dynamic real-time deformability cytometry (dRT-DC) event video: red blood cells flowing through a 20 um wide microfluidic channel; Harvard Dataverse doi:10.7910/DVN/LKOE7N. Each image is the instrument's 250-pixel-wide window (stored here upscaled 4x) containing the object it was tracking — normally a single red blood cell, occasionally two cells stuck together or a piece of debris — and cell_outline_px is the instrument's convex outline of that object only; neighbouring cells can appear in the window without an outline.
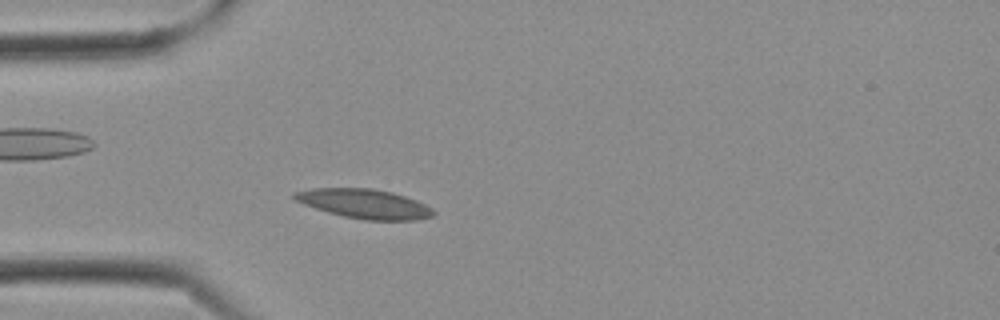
{"species": "Egyptian fruit bat (a non-hibernating species)", "species_latin": "Rousettus aegyptiacus", "temperature_condition": "cold", "stored_images_in_passage": 10, "camera_frame_rate_fps": 3000, "um_per_image_px": 0.085, "frame": {"image": 1, "passage_image": 6, "time_ms": 1.667, "image_size_px": [1000, 320], "cell_outline_px": [[436, 212], [432, 216], [416, 220], [364, 220], [344, 216], [328, 212], [304, 204], [296, 200], [292, 196], [292, 192], [312, 188], [372, 188], [392, 192], [416, 200], [432, 208]], "centroid_in_image_um": [30.97, 17.31], "position_along_channel_um": 54.0, "area_um2": 23.7}}
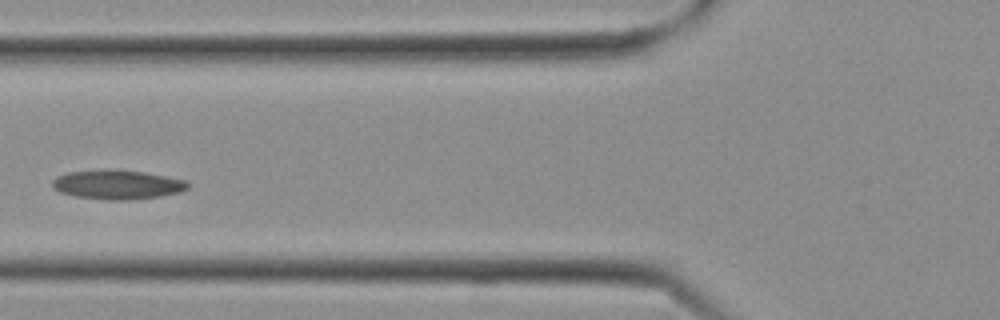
{"frame": {"image": 2, "passage_image": 9, "time_ms": 2.667, "image_size_px": [1000, 320], "cell_outline_px": [[192, 184], [188, 188], [180, 192], [160, 196], [128, 200], [108, 200], [76, 196], [60, 192], [52, 188], [52, 180], [56, 176], [68, 172], [144, 172], [184, 180]], "centroid_in_image_um": [9.99, 15.74], "position_along_channel_um": 115.8, "area_um2": 22.2}}